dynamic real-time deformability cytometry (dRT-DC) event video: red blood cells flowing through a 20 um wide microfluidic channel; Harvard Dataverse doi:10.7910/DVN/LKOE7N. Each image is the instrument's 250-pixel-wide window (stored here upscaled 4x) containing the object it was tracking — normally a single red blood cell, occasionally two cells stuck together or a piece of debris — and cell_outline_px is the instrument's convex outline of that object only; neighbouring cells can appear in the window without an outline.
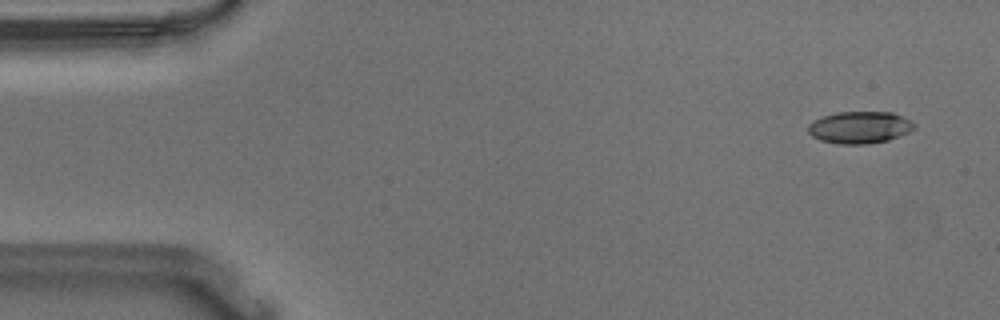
{"species": "Egyptian fruit bat (a non-hibernating species)", "species_latin": "Rousettus aegyptiacus", "temperature_condition": "warm", "stored_images_in_passage": 53, "camera_frame_rate_fps": 3000, "um_per_image_px": 0.085, "animal": {"sex": "male"}, "frame": {"image": 1, "passage_image": 1, "time_ms": 0.0, "image_size_px": [1000, 320], "cell_outline_px": [[916, 128], [908, 132], [888, 140], [868, 144], [840, 144], [820, 140], [812, 136], [808, 132], [808, 124], [812, 120], [820, 116], [836, 112], [892, 112], [916, 124]], "centroid_in_image_um": [73.03, 10.82], "position_along_channel_um": 12.0, "area_um2": 19.88}}
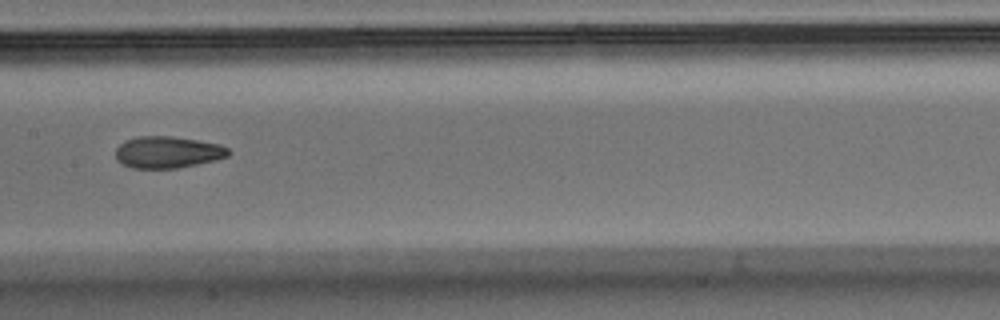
{"frame": {"image": 2, "passage_image": 25, "time_ms": 8.0, "image_size_px": [1000, 320], "cell_outline_px": [[232, 152], [228, 156], [216, 160], [180, 168], [132, 168], [116, 160], [116, 148], [124, 140], [136, 136], [172, 136], [220, 144], [228, 148]], "centroid_in_image_um": [14.26, 12.93], "position_along_channel_um": 193.1, "area_um2": 21.04}}
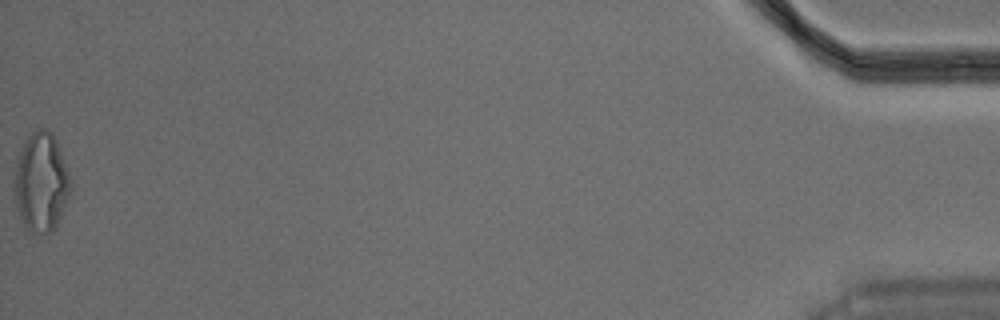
{"frame": {"image": 3, "passage_image": 53, "time_ms": 17.333, "image_size_px": [1000, 320], "cell_outline_px": [[72, 188], [56, 228], [52, 232], [32, 232], [24, 228], [16, 208], [12, 176], [16, 160], [28, 136], [36, 128], [48, 128], [52, 132], [56, 140], [68, 172], [72, 184]], "centroid_in_image_um": [3.47, 15.5], "position_along_channel_um": 431.7, "area_um2": 32.89}, "authors_computed_cell_mechanics": {"area_um2": 21.0392, "velocity_mm_per_s": 3.6467, "shape_relaxation_time_tau1_ms": null, "shape_relaxation_time_tau2_ms": 2.1554, "deformation_change_tau1": null, "deformation_change_tau2": 0.0873}}